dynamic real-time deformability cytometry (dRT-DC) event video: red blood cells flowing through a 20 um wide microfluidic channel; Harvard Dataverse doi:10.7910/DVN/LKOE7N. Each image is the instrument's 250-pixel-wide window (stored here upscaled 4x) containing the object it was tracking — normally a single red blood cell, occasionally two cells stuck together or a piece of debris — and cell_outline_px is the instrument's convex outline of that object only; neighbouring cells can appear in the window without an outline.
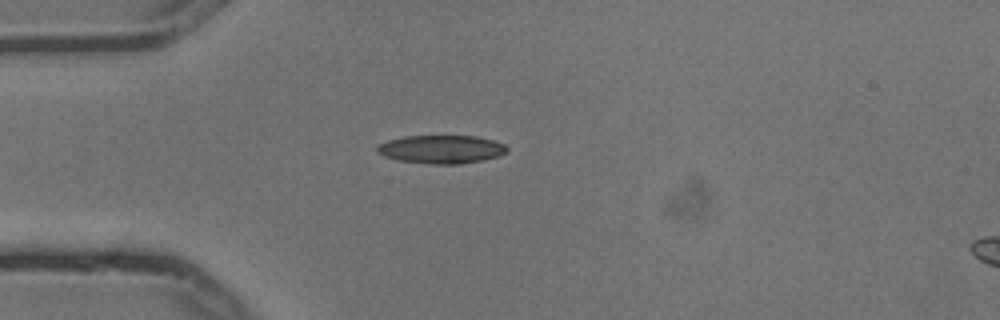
{"species": "common noctule bat (a hibernating species)", "species_latin": "Nyctalus noctula", "temperature_condition": "cold", "stored_images_in_passage": 1, "camera_frame_rate_fps": 3000, "um_per_image_px": 0.085, "animal": {"sex": "male", "body_mass_g": 13.3}, "frame": {"image": 1, "passage_image": 1, "time_ms": 0.0, "image_size_px": [1000, 320], "cell_outline_px": [[508, 152], [500, 156], [484, 160], [460, 164], [432, 164], [400, 160], [384, 156], [376, 152], [376, 148], [380, 144], [388, 140], [404, 136], [476, 136], [492, 140], [504, 144], [508, 148]], "centroid_in_image_um": [37.55, 12.69], "position_along_channel_um": 47.5, "area_um2": 21.44}}